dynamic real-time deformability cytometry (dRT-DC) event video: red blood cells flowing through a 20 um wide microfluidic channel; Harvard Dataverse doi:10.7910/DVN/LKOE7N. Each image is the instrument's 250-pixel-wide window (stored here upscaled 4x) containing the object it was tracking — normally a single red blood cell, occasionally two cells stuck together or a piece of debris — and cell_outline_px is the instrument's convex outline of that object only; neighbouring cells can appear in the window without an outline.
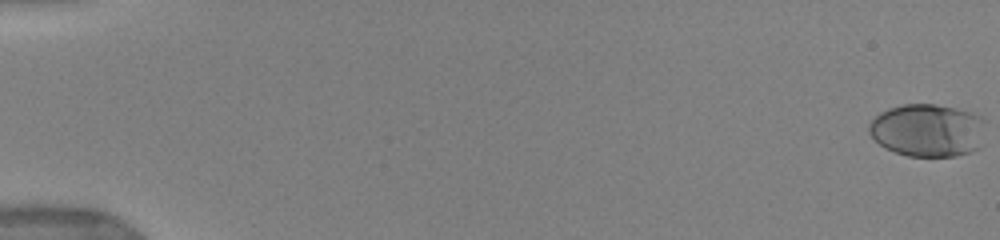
{"species": "human", "species_latin": "Homo sapiens", "temperature_condition": "warm", "stored_images_in_passage": 21, "camera_frame_rate_fps": 3000, "um_per_image_px": 0.085, "donor": {"sex": "female"}, "frame": {"image": 1, "passage_image": 1, "time_ms": 0.0, "image_size_px": [1000, 240], "cell_outline_px": [[984, 120], [980, 148], [972, 152], [956, 156], [908, 156], [884, 148], [868, 132], [868, 124], [880, 112], [888, 108], [904, 104], [936, 104], [956, 108], [972, 112], [980, 116]], "centroid_in_image_um": [78.84, 11.07], "position_along_channel_um": 6.2, "area_um2": 36.07}}
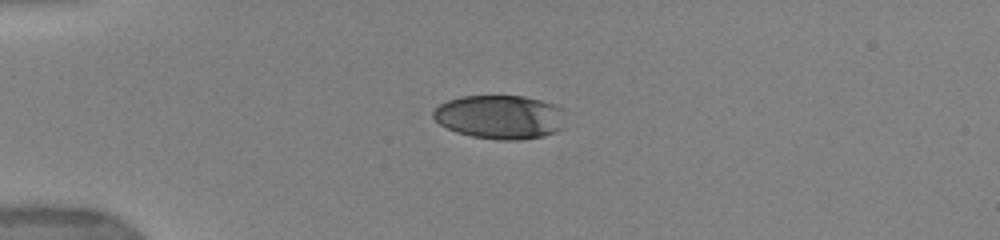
{"frame": {"image": 2, "passage_image": 12, "time_ms": 4.667, "image_size_px": [1000, 240], "cell_outline_px": [[564, 128], [556, 132], [544, 136], [520, 140], [496, 140], [472, 136], [456, 132], [440, 124], [432, 116], [432, 112], [440, 104], [448, 100], [460, 96], [524, 96], [556, 104], [564, 108]], "centroid_in_image_um": [42.55, 9.95], "position_along_channel_um": 42.5, "area_um2": 34.22}}
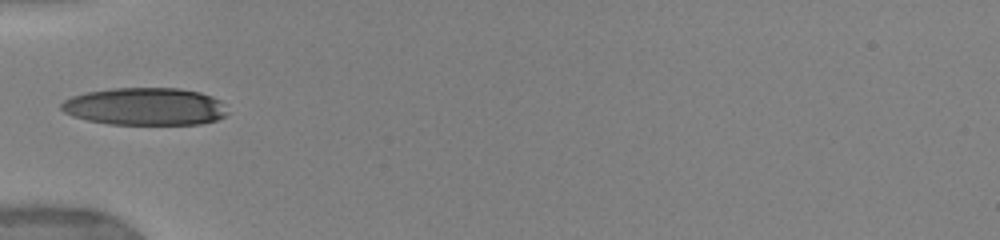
{"frame": {"image": 3, "passage_image": 16, "time_ms": 6.333, "image_size_px": [1000, 240], "cell_outline_px": [[228, 112], [224, 116], [216, 120], [200, 124], [108, 124], [88, 120], [72, 116], [64, 112], [60, 108], [60, 104], [64, 100], [72, 96], [88, 92], [112, 88], [180, 88], [200, 92], [212, 96], [220, 100]], "centroid_in_image_um": [12.33, 9.05], "position_along_channel_um": 72.7, "area_um2": 36.41}}